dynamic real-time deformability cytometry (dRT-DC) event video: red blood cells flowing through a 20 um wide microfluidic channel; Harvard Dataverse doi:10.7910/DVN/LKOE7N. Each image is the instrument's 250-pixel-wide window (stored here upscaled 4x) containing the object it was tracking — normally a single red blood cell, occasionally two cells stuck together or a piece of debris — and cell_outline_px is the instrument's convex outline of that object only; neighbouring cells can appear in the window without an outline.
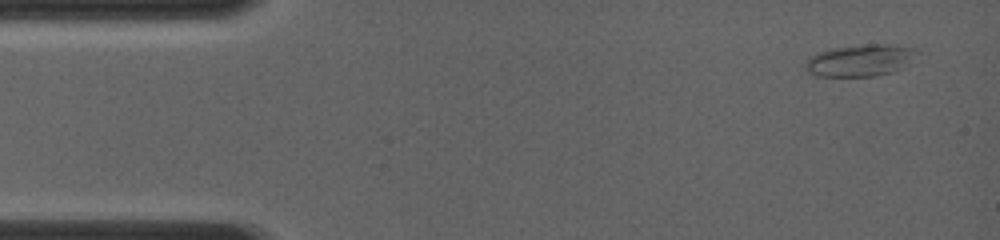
{"species": "common noctule bat (a hibernating species)", "species_latin": "Nyctalus noctula", "temperature_condition": "room temperature", "stored_images_in_passage": 8, "camera_frame_rate_fps": 4000, "um_per_image_px": 0.085, "animal": {"sex": "female", "body_mass_g": 19.0, "forearm_length_mm": 56.7}, "frame": {"image": 1, "passage_image": 1, "time_ms": 0.0, "image_size_px": [1000, 240], "cell_outline_px": [[920, 52], [900, 68], [892, 72], [876, 76], [816, 76], [808, 72], [804, 68], [804, 64], [816, 52], [828, 48], [864, 44], [888, 44], [916, 48]], "centroid_in_image_um": [73.07, 5.12], "position_along_channel_um": 11.9, "area_um2": 20.81}}
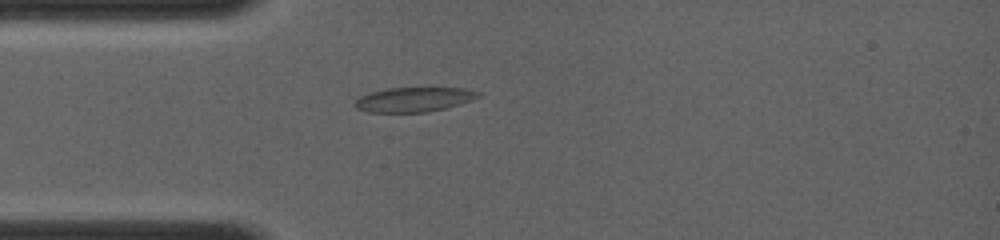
{"frame": {"image": 2, "passage_image": 5, "time_ms": 3.0, "image_size_px": [1000, 240], "cell_outline_px": [[480, 96], [472, 100], [460, 104], [428, 112], [368, 112], [356, 108], [352, 104], [360, 96], [372, 92], [388, 88], [464, 88], [480, 92]], "centroid_in_image_um": [35.17, 8.46], "position_along_channel_um": 49.8, "area_um2": 17.57}}
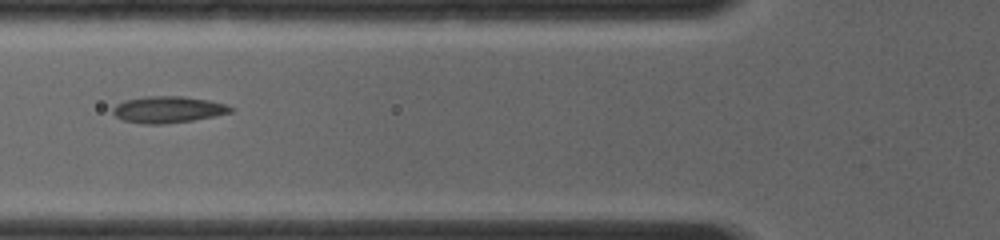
{"frame": {"image": 3, "passage_image": 7, "time_ms": 4.5, "image_size_px": [1000, 240], "cell_outline_px": [[236, 108], [232, 112], [192, 120], [164, 124], [144, 124], [124, 120], [116, 116], [112, 112], [112, 108], [116, 104], [124, 100], [144, 96], [184, 96], [208, 100], [224, 104]], "centroid_in_image_um": [14.26, 9.3], "position_along_channel_um": 111.5, "area_um2": 18.21}}